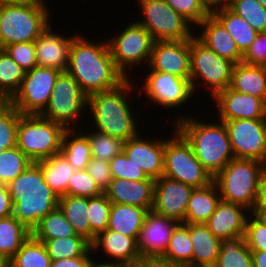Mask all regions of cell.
Listing matches in <instances>:
<instances>
[{
  "mask_svg": "<svg viewBox=\"0 0 266 267\" xmlns=\"http://www.w3.org/2000/svg\"><path fill=\"white\" fill-rule=\"evenodd\" d=\"M91 41L77 33L70 45L67 69L87 96L113 89L126 79L114 63L108 41Z\"/></svg>",
  "mask_w": 266,
  "mask_h": 267,
  "instance_id": "6da1fadb",
  "label": "cell"
},
{
  "mask_svg": "<svg viewBox=\"0 0 266 267\" xmlns=\"http://www.w3.org/2000/svg\"><path fill=\"white\" fill-rule=\"evenodd\" d=\"M133 82L130 78H126L113 89L88 96L87 108L89 113L87 115H91L90 118L92 117V119L89 120H94L92 127H96L91 130H96L124 141L134 137L139 132L137 123L140 117L132 109L134 101H132L131 95L137 88V85L135 82L133 84ZM130 102L132 103L130 104Z\"/></svg>",
  "mask_w": 266,
  "mask_h": 267,
  "instance_id": "7a4b0ae2",
  "label": "cell"
},
{
  "mask_svg": "<svg viewBox=\"0 0 266 267\" xmlns=\"http://www.w3.org/2000/svg\"><path fill=\"white\" fill-rule=\"evenodd\" d=\"M192 116L180 115L174 123L175 128L191 144L195 157L202 166L215 177L235 159L227 130L221 121L206 123Z\"/></svg>",
  "mask_w": 266,
  "mask_h": 267,
  "instance_id": "3957f363",
  "label": "cell"
},
{
  "mask_svg": "<svg viewBox=\"0 0 266 267\" xmlns=\"http://www.w3.org/2000/svg\"><path fill=\"white\" fill-rule=\"evenodd\" d=\"M13 216L30 231L59 205V198L44 181L40 166L33 162L7 185Z\"/></svg>",
  "mask_w": 266,
  "mask_h": 267,
  "instance_id": "277c9868",
  "label": "cell"
},
{
  "mask_svg": "<svg viewBox=\"0 0 266 267\" xmlns=\"http://www.w3.org/2000/svg\"><path fill=\"white\" fill-rule=\"evenodd\" d=\"M46 2L1 3L0 49L18 42H34L51 24Z\"/></svg>",
  "mask_w": 266,
  "mask_h": 267,
  "instance_id": "5b68a950",
  "label": "cell"
},
{
  "mask_svg": "<svg viewBox=\"0 0 266 267\" xmlns=\"http://www.w3.org/2000/svg\"><path fill=\"white\" fill-rule=\"evenodd\" d=\"M266 164L254 159H233L215 177L222 200L254 212L260 179Z\"/></svg>",
  "mask_w": 266,
  "mask_h": 267,
  "instance_id": "8992f818",
  "label": "cell"
},
{
  "mask_svg": "<svg viewBox=\"0 0 266 267\" xmlns=\"http://www.w3.org/2000/svg\"><path fill=\"white\" fill-rule=\"evenodd\" d=\"M67 129L41 115L19 117L16 147L32 162L60 153L62 137Z\"/></svg>",
  "mask_w": 266,
  "mask_h": 267,
  "instance_id": "52a82bcc",
  "label": "cell"
},
{
  "mask_svg": "<svg viewBox=\"0 0 266 267\" xmlns=\"http://www.w3.org/2000/svg\"><path fill=\"white\" fill-rule=\"evenodd\" d=\"M174 127L171 138L164 137V173L163 176L201 188L213 182L211 174L195 157L191 144Z\"/></svg>",
  "mask_w": 266,
  "mask_h": 267,
  "instance_id": "ba28073f",
  "label": "cell"
},
{
  "mask_svg": "<svg viewBox=\"0 0 266 267\" xmlns=\"http://www.w3.org/2000/svg\"><path fill=\"white\" fill-rule=\"evenodd\" d=\"M234 65L208 49L195 36L190 39V81L194 94L199 84L209 90L212 98L228 88Z\"/></svg>",
  "mask_w": 266,
  "mask_h": 267,
  "instance_id": "9c48e42d",
  "label": "cell"
},
{
  "mask_svg": "<svg viewBox=\"0 0 266 267\" xmlns=\"http://www.w3.org/2000/svg\"><path fill=\"white\" fill-rule=\"evenodd\" d=\"M87 104L88 96L80 89L74 78L67 71L61 72L41 116L63 125L66 129H78L76 126L79 123L78 119L81 120V117H84L81 115H85V110L88 111Z\"/></svg>",
  "mask_w": 266,
  "mask_h": 267,
  "instance_id": "30bf717a",
  "label": "cell"
},
{
  "mask_svg": "<svg viewBox=\"0 0 266 267\" xmlns=\"http://www.w3.org/2000/svg\"><path fill=\"white\" fill-rule=\"evenodd\" d=\"M107 41L117 69L126 78L130 77L128 72L131 67H137L139 64L141 66L143 62L148 66L154 40L147 29L137 21L130 22L124 30L112 38H107Z\"/></svg>",
  "mask_w": 266,
  "mask_h": 267,
  "instance_id": "8fae6325",
  "label": "cell"
},
{
  "mask_svg": "<svg viewBox=\"0 0 266 267\" xmlns=\"http://www.w3.org/2000/svg\"><path fill=\"white\" fill-rule=\"evenodd\" d=\"M142 20H136L151 34L154 41L188 40L194 27L164 0H136Z\"/></svg>",
  "mask_w": 266,
  "mask_h": 267,
  "instance_id": "7c38bea8",
  "label": "cell"
},
{
  "mask_svg": "<svg viewBox=\"0 0 266 267\" xmlns=\"http://www.w3.org/2000/svg\"><path fill=\"white\" fill-rule=\"evenodd\" d=\"M60 70L35 66L25 72L19 90L9 100L23 115H41L47 107Z\"/></svg>",
  "mask_w": 266,
  "mask_h": 267,
  "instance_id": "4fadbf2b",
  "label": "cell"
},
{
  "mask_svg": "<svg viewBox=\"0 0 266 267\" xmlns=\"http://www.w3.org/2000/svg\"><path fill=\"white\" fill-rule=\"evenodd\" d=\"M145 83L140 87L138 97L145 93L150 101L159 107L177 108L179 110L195 95L190 79L174 76L170 73L149 71L145 77Z\"/></svg>",
  "mask_w": 266,
  "mask_h": 267,
  "instance_id": "5bb4252c",
  "label": "cell"
},
{
  "mask_svg": "<svg viewBox=\"0 0 266 267\" xmlns=\"http://www.w3.org/2000/svg\"><path fill=\"white\" fill-rule=\"evenodd\" d=\"M224 123L235 159H254L266 164L265 119H234Z\"/></svg>",
  "mask_w": 266,
  "mask_h": 267,
  "instance_id": "9a60e30c",
  "label": "cell"
},
{
  "mask_svg": "<svg viewBox=\"0 0 266 267\" xmlns=\"http://www.w3.org/2000/svg\"><path fill=\"white\" fill-rule=\"evenodd\" d=\"M194 187L165 176L155 180L152 212L183 223Z\"/></svg>",
  "mask_w": 266,
  "mask_h": 267,
  "instance_id": "2e32d148",
  "label": "cell"
},
{
  "mask_svg": "<svg viewBox=\"0 0 266 267\" xmlns=\"http://www.w3.org/2000/svg\"><path fill=\"white\" fill-rule=\"evenodd\" d=\"M147 68L190 79V39L154 41Z\"/></svg>",
  "mask_w": 266,
  "mask_h": 267,
  "instance_id": "e0dca14e",
  "label": "cell"
},
{
  "mask_svg": "<svg viewBox=\"0 0 266 267\" xmlns=\"http://www.w3.org/2000/svg\"><path fill=\"white\" fill-rule=\"evenodd\" d=\"M219 121L234 119H264L266 102L258 97L237 92L230 87L218 92L213 98Z\"/></svg>",
  "mask_w": 266,
  "mask_h": 267,
  "instance_id": "ac0fdd59",
  "label": "cell"
},
{
  "mask_svg": "<svg viewBox=\"0 0 266 267\" xmlns=\"http://www.w3.org/2000/svg\"><path fill=\"white\" fill-rule=\"evenodd\" d=\"M138 132L124 143L123 152L148 178L159 179L164 173V138H143Z\"/></svg>",
  "mask_w": 266,
  "mask_h": 267,
  "instance_id": "d6986e66",
  "label": "cell"
},
{
  "mask_svg": "<svg viewBox=\"0 0 266 267\" xmlns=\"http://www.w3.org/2000/svg\"><path fill=\"white\" fill-rule=\"evenodd\" d=\"M53 30L51 23L34 41L37 64L40 67H50L66 72L70 45L76 34L67 37Z\"/></svg>",
  "mask_w": 266,
  "mask_h": 267,
  "instance_id": "ffe728a7",
  "label": "cell"
},
{
  "mask_svg": "<svg viewBox=\"0 0 266 267\" xmlns=\"http://www.w3.org/2000/svg\"><path fill=\"white\" fill-rule=\"evenodd\" d=\"M177 224L178 222L174 219L159 216L150 211L138 238V249L142 257H162Z\"/></svg>",
  "mask_w": 266,
  "mask_h": 267,
  "instance_id": "44dd1931",
  "label": "cell"
},
{
  "mask_svg": "<svg viewBox=\"0 0 266 267\" xmlns=\"http://www.w3.org/2000/svg\"><path fill=\"white\" fill-rule=\"evenodd\" d=\"M92 254L101 251L105 256L110 257L111 263L119 266L136 265L142 258L138 249V241L134 237H129L121 233L113 232L109 229L101 232L91 243Z\"/></svg>",
  "mask_w": 266,
  "mask_h": 267,
  "instance_id": "7402d4cb",
  "label": "cell"
},
{
  "mask_svg": "<svg viewBox=\"0 0 266 267\" xmlns=\"http://www.w3.org/2000/svg\"><path fill=\"white\" fill-rule=\"evenodd\" d=\"M246 207L220 200L216 210L205 223L212 234L219 239H229L244 236L248 215Z\"/></svg>",
  "mask_w": 266,
  "mask_h": 267,
  "instance_id": "603a6c76",
  "label": "cell"
},
{
  "mask_svg": "<svg viewBox=\"0 0 266 267\" xmlns=\"http://www.w3.org/2000/svg\"><path fill=\"white\" fill-rule=\"evenodd\" d=\"M155 180L133 181L112 178L109 187L104 191L111 203L128 204L152 210Z\"/></svg>",
  "mask_w": 266,
  "mask_h": 267,
  "instance_id": "cb8c5ba5",
  "label": "cell"
},
{
  "mask_svg": "<svg viewBox=\"0 0 266 267\" xmlns=\"http://www.w3.org/2000/svg\"><path fill=\"white\" fill-rule=\"evenodd\" d=\"M197 27H200L202 31L199 33L200 36L195 34V37L208 49L234 64L242 62L243 55L238 50L234 39L212 13L203 19Z\"/></svg>",
  "mask_w": 266,
  "mask_h": 267,
  "instance_id": "d4e9b609",
  "label": "cell"
},
{
  "mask_svg": "<svg viewBox=\"0 0 266 267\" xmlns=\"http://www.w3.org/2000/svg\"><path fill=\"white\" fill-rule=\"evenodd\" d=\"M189 232L193 245L192 267H214L222 240L205 223H189Z\"/></svg>",
  "mask_w": 266,
  "mask_h": 267,
  "instance_id": "484cf974",
  "label": "cell"
},
{
  "mask_svg": "<svg viewBox=\"0 0 266 267\" xmlns=\"http://www.w3.org/2000/svg\"><path fill=\"white\" fill-rule=\"evenodd\" d=\"M148 209L128 204L112 203L107 229L134 237L137 241L144 225Z\"/></svg>",
  "mask_w": 266,
  "mask_h": 267,
  "instance_id": "4316f807",
  "label": "cell"
},
{
  "mask_svg": "<svg viewBox=\"0 0 266 267\" xmlns=\"http://www.w3.org/2000/svg\"><path fill=\"white\" fill-rule=\"evenodd\" d=\"M220 200V192L214 181L205 187L194 188L186 207L183 223H206Z\"/></svg>",
  "mask_w": 266,
  "mask_h": 267,
  "instance_id": "83f0119b",
  "label": "cell"
},
{
  "mask_svg": "<svg viewBox=\"0 0 266 267\" xmlns=\"http://www.w3.org/2000/svg\"><path fill=\"white\" fill-rule=\"evenodd\" d=\"M229 87L266 102V72L262 66L248 65L243 62L235 64Z\"/></svg>",
  "mask_w": 266,
  "mask_h": 267,
  "instance_id": "f1b7e54d",
  "label": "cell"
},
{
  "mask_svg": "<svg viewBox=\"0 0 266 267\" xmlns=\"http://www.w3.org/2000/svg\"><path fill=\"white\" fill-rule=\"evenodd\" d=\"M211 13L227 29L238 50L244 55L255 40L258 32L244 18L236 15L226 5L212 10Z\"/></svg>",
  "mask_w": 266,
  "mask_h": 267,
  "instance_id": "f546056e",
  "label": "cell"
},
{
  "mask_svg": "<svg viewBox=\"0 0 266 267\" xmlns=\"http://www.w3.org/2000/svg\"><path fill=\"white\" fill-rule=\"evenodd\" d=\"M36 163L42 170L44 181L58 198L67 195L69 178L75 168L68 163L64 155L60 152Z\"/></svg>",
  "mask_w": 266,
  "mask_h": 267,
  "instance_id": "4dcf8cb0",
  "label": "cell"
},
{
  "mask_svg": "<svg viewBox=\"0 0 266 267\" xmlns=\"http://www.w3.org/2000/svg\"><path fill=\"white\" fill-rule=\"evenodd\" d=\"M81 129L83 128L67 129L63 134L60 150L75 170H85L92 159L90 142Z\"/></svg>",
  "mask_w": 266,
  "mask_h": 267,
  "instance_id": "1f68e13d",
  "label": "cell"
},
{
  "mask_svg": "<svg viewBox=\"0 0 266 267\" xmlns=\"http://www.w3.org/2000/svg\"><path fill=\"white\" fill-rule=\"evenodd\" d=\"M189 223H178L173 229L164 255L161 257L183 267H192V249Z\"/></svg>",
  "mask_w": 266,
  "mask_h": 267,
  "instance_id": "d6a6232c",
  "label": "cell"
},
{
  "mask_svg": "<svg viewBox=\"0 0 266 267\" xmlns=\"http://www.w3.org/2000/svg\"><path fill=\"white\" fill-rule=\"evenodd\" d=\"M31 235L41 242L47 239L80 236L77 235L72 225L66 220L59 206L39 221L32 229Z\"/></svg>",
  "mask_w": 266,
  "mask_h": 267,
  "instance_id": "836d02e7",
  "label": "cell"
},
{
  "mask_svg": "<svg viewBox=\"0 0 266 267\" xmlns=\"http://www.w3.org/2000/svg\"><path fill=\"white\" fill-rule=\"evenodd\" d=\"M58 206L77 235L83 236L90 242V224L87 217L88 198L65 195L59 198Z\"/></svg>",
  "mask_w": 266,
  "mask_h": 267,
  "instance_id": "e575fe53",
  "label": "cell"
},
{
  "mask_svg": "<svg viewBox=\"0 0 266 267\" xmlns=\"http://www.w3.org/2000/svg\"><path fill=\"white\" fill-rule=\"evenodd\" d=\"M31 231L13 215L0 219V254L9 260L30 237Z\"/></svg>",
  "mask_w": 266,
  "mask_h": 267,
  "instance_id": "d590c367",
  "label": "cell"
},
{
  "mask_svg": "<svg viewBox=\"0 0 266 267\" xmlns=\"http://www.w3.org/2000/svg\"><path fill=\"white\" fill-rule=\"evenodd\" d=\"M214 267H252L251 250L245 236L223 239Z\"/></svg>",
  "mask_w": 266,
  "mask_h": 267,
  "instance_id": "8d00e7d4",
  "label": "cell"
},
{
  "mask_svg": "<svg viewBox=\"0 0 266 267\" xmlns=\"http://www.w3.org/2000/svg\"><path fill=\"white\" fill-rule=\"evenodd\" d=\"M51 262L44 243L30 235L10 259V267H50Z\"/></svg>",
  "mask_w": 266,
  "mask_h": 267,
  "instance_id": "74e56055",
  "label": "cell"
},
{
  "mask_svg": "<svg viewBox=\"0 0 266 267\" xmlns=\"http://www.w3.org/2000/svg\"><path fill=\"white\" fill-rule=\"evenodd\" d=\"M25 71L4 50L0 49V99L10 100L19 90Z\"/></svg>",
  "mask_w": 266,
  "mask_h": 267,
  "instance_id": "f35d334b",
  "label": "cell"
},
{
  "mask_svg": "<svg viewBox=\"0 0 266 267\" xmlns=\"http://www.w3.org/2000/svg\"><path fill=\"white\" fill-rule=\"evenodd\" d=\"M43 243L52 261L82 257L91 248L83 236L47 239Z\"/></svg>",
  "mask_w": 266,
  "mask_h": 267,
  "instance_id": "ab89813d",
  "label": "cell"
},
{
  "mask_svg": "<svg viewBox=\"0 0 266 267\" xmlns=\"http://www.w3.org/2000/svg\"><path fill=\"white\" fill-rule=\"evenodd\" d=\"M20 115L8 100L0 99V152L16 147Z\"/></svg>",
  "mask_w": 266,
  "mask_h": 267,
  "instance_id": "60d3db41",
  "label": "cell"
},
{
  "mask_svg": "<svg viewBox=\"0 0 266 267\" xmlns=\"http://www.w3.org/2000/svg\"><path fill=\"white\" fill-rule=\"evenodd\" d=\"M83 131L88 137L92 158L109 162L113 157L123 152L124 140L106 135L99 131Z\"/></svg>",
  "mask_w": 266,
  "mask_h": 267,
  "instance_id": "b9f144b4",
  "label": "cell"
},
{
  "mask_svg": "<svg viewBox=\"0 0 266 267\" xmlns=\"http://www.w3.org/2000/svg\"><path fill=\"white\" fill-rule=\"evenodd\" d=\"M111 201L103 192L101 195L88 198L87 217L90 224V243L108 227Z\"/></svg>",
  "mask_w": 266,
  "mask_h": 267,
  "instance_id": "7bdbcfd3",
  "label": "cell"
},
{
  "mask_svg": "<svg viewBox=\"0 0 266 267\" xmlns=\"http://www.w3.org/2000/svg\"><path fill=\"white\" fill-rule=\"evenodd\" d=\"M33 162L17 147L0 152V184L7 185Z\"/></svg>",
  "mask_w": 266,
  "mask_h": 267,
  "instance_id": "ee69618b",
  "label": "cell"
},
{
  "mask_svg": "<svg viewBox=\"0 0 266 267\" xmlns=\"http://www.w3.org/2000/svg\"><path fill=\"white\" fill-rule=\"evenodd\" d=\"M226 6L258 33L266 32V9L258 0H227Z\"/></svg>",
  "mask_w": 266,
  "mask_h": 267,
  "instance_id": "f6af8a7d",
  "label": "cell"
},
{
  "mask_svg": "<svg viewBox=\"0 0 266 267\" xmlns=\"http://www.w3.org/2000/svg\"><path fill=\"white\" fill-rule=\"evenodd\" d=\"M244 236L251 251H266V219L251 212L247 219Z\"/></svg>",
  "mask_w": 266,
  "mask_h": 267,
  "instance_id": "bcb514c9",
  "label": "cell"
},
{
  "mask_svg": "<svg viewBox=\"0 0 266 267\" xmlns=\"http://www.w3.org/2000/svg\"><path fill=\"white\" fill-rule=\"evenodd\" d=\"M102 193L103 191L86 169L75 170L69 178L67 195L91 198Z\"/></svg>",
  "mask_w": 266,
  "mask_h": 267,
  "instance_id": "7dc6e473",
  "label": "cell"
},
{
  "mask_svg": "<svg viewBox=\"0 0 266 267\" xmlns=\"http://www.w3.org/2000/svg\"><path fill=\"white\" fill-rule=\"evenodd\" d=\"M192 26H198L211 12L200 0H164Z\"/></svg>",
  "mask_w": 266,
  "mask_h": 267,
  "instance_id": "c3c4849f",
  "label": "cell"
},
{
  "mask_svg": "<svg viewBox=\"0 0 266 267\" xmlns=\"http://www.w3.org/2000/svg\"><path fill=\"white\" fill-rule=\"evenodd\" d=\"M112 178L128 179L133 181L149 179L139 166H136L124 152L116 155L109 161Z\"/></svg>",
  "mask_w": 266,
  "mask_h": 267,
  "instance_id": "681fc988",
  "label": "cell"
},
{
  "mask_svg": "<svg viewBox=\"0 0 266 267\" xmlns=\"http://www.w3.org/2000/svg\"><path fill=\"white\" fill-rule=\"evenodd\" d=\"M4 50L25 72L38 66L34 42L13 43L6 46Z\"/></svg>",
  "mask_w": 266,
  "mask_h": 267,
  "instance_id": "f907efd6",
  "label": "cell"
},
{
  "mask_svg": "<svg viewBox=\"0 0 266 267\" xmlns=\"http://www.w3.org/2000/svg\"><path fill=\"white\" fill-rule=\"evenodd\" d=\"M86 170L103 192L109 187L112 180L109 162L92 158Z\"/></svg>",
  "mask_w": 266,
  "mask_h": 267,
  "instance_id": "816d5d0a",
  "label": "cell"
},
{
  "mask_svg": "<svg viewBox=\"0 0 266 267\" xmlns=\"http://www.w3.org/2000/svg\"><path fill=\"white\" fill-rule=\"evenodd\" d=\"M266 61V32H259L249 49L243 55L242 62L261 66Z\"/></svg>",
  "mask_w": 266,
  "mask_h": 267,
  "instance_id": "f5cc1de1",
  "label": "cell"
},
{
  "mask_svg": "<svg viewBox=\"0 0 266 267\" xmlns=\"http://www.w3.org/2000/svg\"><path fill=\"white\" fill-rule=\"evenodd\" d=\"M92 249L90 248L82 257L61 259L51 262L50 267H86L91 256Z\"/></svg>",
  "mask_w": 266,
  "mask_h": 267,
  "instance_id": "db71d44e",
  "label": "cell"
},
{
  "mask_svg": "<svg viewBox=\"0 0 266 267\" xmlns=\"http://www.w3.org/2000/svg\"><path fill=\"white\" fill-rule=\"evenodd\" d=\"M13 215V204L7 186L0 184V219Z\"/></svg>",
  "mask_w": 266,
  "mask_h": 267,
  "instance_id": "11a10c76",
  "label": "cell"
},
{
  "mask_svg": "<svg viewBox=\"0 0 266 267\" xmlns=\"http://www.w3.org/2000/svg\"><path fill=\"white\" fill-rule=\"evenodd\" d=\"M265 212H266V166L263 170L260 179L258 200L253 213L262 216Z\"/></svg>",
  "mask_w": 266,
  "mask_h": 267,
  "instance_id": "9f6ffc18",
  "label": "cell"
},
{
  "mask_svg": "<svg viewBox=\"0 0 266 267\" xmlns=\"http://www.w3.org/2000/svg\"><path fill=\"white\" fill-rule=\"evenodd\" d=\"M137 267H183L179 264L170 262L161 257L159 258H145L142 257L137 263Z\"/></svg>",
  "mask_w": 266,
  "mask_h": 267,
  "instance_id": "6f0895ef",
  "label": "cell"
},
{
  "mask_svg": "<svg viewBox=\"0 0 266 267\" xmlns=\"http://www.w3.org/2000/svg\"><path fill=\"white\" fill-rule=\"evenodd\" d=\"M252 267H266V251H251Z\"/></svg>",
  "mask_w": 266,
  "mask_h": 267,
  "instance_id": "680465c9",
  "label": "cell"
},
{
  "mask_svg": "<svg viewBox=\"0 0 266 267\" xmlns=\"http://www.w3.org/2000/svg\"><path fill=\"white\" fill-rule=\"evenodd\" d=\"M203 5L211 12L212 10L226 5L227 0H200Z\"/></svg>",
  "mask_w": 266,
  "mask_h": 267,
  "instance_id": "91938a15",
  "label": "cell"
},
{
  "mask_svg": "<svg viewBox=\"0 0 266 267\" xmlns=\"http://www.w3.org/2000/svg\"><path fill=\"white\" fill-rule=\"evenodd\" d=\"M96 260H97L96 258L95 259L91 258L86 267H120L117 264L109 262V260H106V262L102 260L101 262L100 261L97 262Z\"/></svg>",
  "mask_w": 266,
  "mask_h": 267,
  "instance_id": "94428289",
  "label": "cell"
},
{
  "mask_svg": "<svg viewBox=\"0 0 266 267\" xmlns=\"http://www.w3.org/2000/svg\"><path fill=\"white\" fill-rule=\"evenodd\" d=\"M1 3H35L48 2L47 0H0Z\"/></svg>",
  "mask_w": 266,
  "mask_h": 267,
  "instance_id": "6125c7cd",
  "label": "cell"
},
{
  "mask_svg": "<svg viewBox=\"0 0 266 267\" xmlns=\"http://www.w3.org/2000/svg\"><path fill=\"white\" fill-rule=\"evenodd\" d=\"M0 267H10V260L3 254H0Z\"/></svg>",
  "mask_w": 266,
  "mask_h": 267,
  "instance_id": "be15d7a7",
  "label": "cell"
},
{
  "mask_svg": "<svg viewBox=\"0 0 266 267\" xmlns=\"http://www.w3.org/2000/svg\"><path fill=\"white\" fill-rule=\"evenodd\" d=\"M258 1L266 9V0H258Z\"/></svg>",
  "mask_w": 266,
  "mask_h": 267,
  "instance_id": "e7e4bbea",
  "label": "cell"
},
{
  "mask_svg": "<svg viewBox=\"0 0 266 267\" xmlns=\"http://www.w3.org/2000/svg\"><path fill=\"white\" fill-rule=\"evenodd\" d=\"M264 71L266 72V61L261 65Z\"/></svg>",
  "mask_w": 266,
  "mask_h": 267,
  "instance_id": "03108f58",
  "label": "cell"
},
{
  "mask_svg": "<svg viewBox=\"0 0 266 267\" xmlns=\"http://www.w3.org/2000/svg\"><path fill=\"white\" fill-rule=\"evenodd\" d=\"M120 267H137L136 265L120 266Z\"/></svg>",
  "mask_w": 266,
  "mask_h": 267,
  "instance_id": "003e7915",
  "label": "cell"
},
{
  "mask_svg": "<svg viewBox=\"0 0 266 267\" xmlns=\"http://www.w3.org/2000/svg\"><path fill=\"white\" fill-rule=\"evenodd\" d=\"M262 216L266 219V212Z\"/></svg>",
  "mask_w": 266,
  "mask_h": 267,
  "instance_id": "a7ac6f4b",
  "label": "cell"
}]
</instances>
